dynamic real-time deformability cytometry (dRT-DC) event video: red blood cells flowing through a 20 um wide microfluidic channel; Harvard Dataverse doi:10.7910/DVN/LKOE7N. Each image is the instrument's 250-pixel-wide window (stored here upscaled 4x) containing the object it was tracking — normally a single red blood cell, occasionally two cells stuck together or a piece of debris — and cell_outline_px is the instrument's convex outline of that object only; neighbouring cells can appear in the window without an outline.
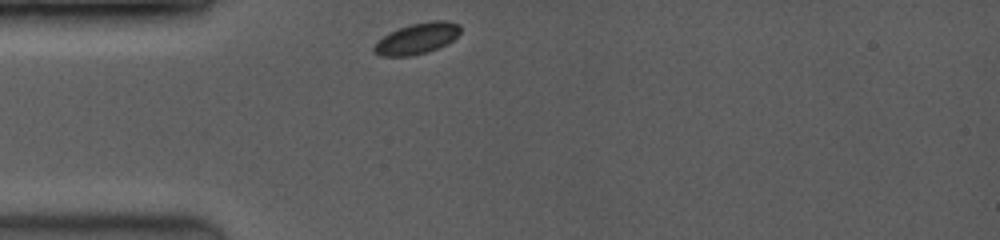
{"species": "common noctule bat (a hibernating species)", "species_latin": "Nyctalus noctula", "temperature_condition": "room temperature", "stored_images_in_passage": 6, "camera_frame_rate_fps": 3500, "um_per_image_px": 0.085, "animal": {"sex": "female", "body_mass_g": 19.0, "forearm_length_mm": 53.3}, "frame": {"image": 1, "passage_image": 1, "time_ms": 0.0, "image_size_px": [1000, 240], "cell_outline_px": [[460, 32], [452, 40], [428, 52], [408, 56], [380, 56], [372, 48], [384, 36], [400, 28], [412, 24], [432, 20], [448, 20], [460, 24]], "centroid_in_image_um": [35.48, 3.26], "position_along_channel_um": 49.5, "area_um2": 15.2}}